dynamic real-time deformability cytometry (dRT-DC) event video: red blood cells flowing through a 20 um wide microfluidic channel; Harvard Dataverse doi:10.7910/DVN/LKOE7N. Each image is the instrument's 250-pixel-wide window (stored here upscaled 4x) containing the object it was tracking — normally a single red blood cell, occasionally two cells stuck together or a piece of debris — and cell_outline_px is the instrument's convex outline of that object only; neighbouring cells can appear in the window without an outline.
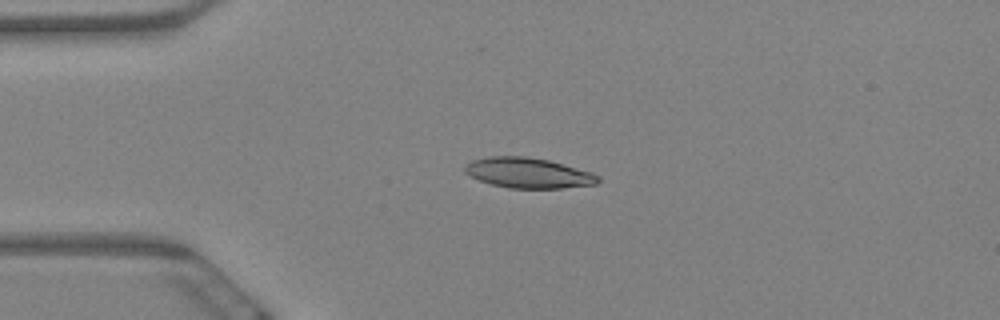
{"species": "Egyptian fruit bat (a non-hibernating species)", "species_latin": "Rousettus aegyptiacus", "temperature_condition": "warm", "stored_images_in_passage": 4, "camera_frame_rate_fps": 3000, "um_per_image_px": 0.085, "animal": {"sex": "female"}, "frame": {"image": 1, "passage_image": 3, "time_ms": 0.667, "image_size_px": [1000, 320], "cell_outline_px": [[600, 180], [596, 184], [560, 188], [508, 188], [492, 184], [480, 180], [464, 172], [464, 168], [472, 160], [488, 156], [524, 156], [548, 160], [592, 172], [600, 176]], "centroid_in_image_um": [44.92, 14.7], "position_along_channel_um": 40.1, "area_um2": 23.35}}